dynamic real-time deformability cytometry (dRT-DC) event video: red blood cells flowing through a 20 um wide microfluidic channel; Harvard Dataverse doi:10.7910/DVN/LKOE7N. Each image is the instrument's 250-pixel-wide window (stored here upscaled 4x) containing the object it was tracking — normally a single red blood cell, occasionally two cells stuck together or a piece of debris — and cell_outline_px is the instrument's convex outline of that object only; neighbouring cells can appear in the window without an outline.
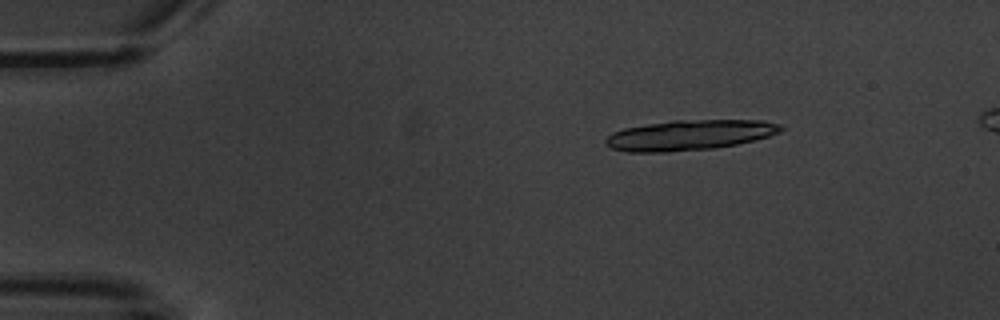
{"species": "common noctule bat (a hibernating species)", "species_latin": "Nyctalus noctula", "temperature_condition": "warm", "stored_images_in_passage": 6, "camera_frame_rate_fps": 3000, "um_per_image_px": 0.085, "animal": {"sex": "male", "body_mass_g": 20.1, "forearm_length_mm": 53.5}, "frame": {"image": 1, "passage_image": 1, "time_ms": 0.0, "image_size_px": [1000, 320], "cell_outline_px": [[784, 128], [780, 132], [768, 136], [736, 144], [712, 148], [668, 152], [628, 152], [612, 148], [604, 140], [612, 132], [624, 128], [672, 120], [760, 120], [780, 124]], "centroid_in_image_um": [58.6, 11.47], "position_along_channel_um": 26.4, "area_um2": 30.63}}
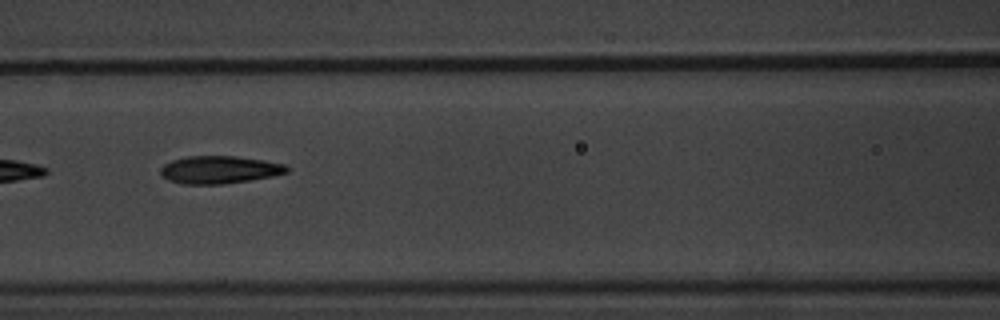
{"frame": {"image": 2, "passage_image": 6, "time_ms": 5.667, "image_size_px": [1000, 320], "cell_outline_px": [[288, 172], [272, 176], [224, 184], [184, 184], [168, 180], [160, 172], [160, 168], [164, 164], [172, 160], [188, 156], [236, 156], [264, 160], [284, 164], [288, 168]], "centroid_in_image_um": [18.64, 14.42], "position_along_channel_um": 148.0, "area_um2": 20.23}}